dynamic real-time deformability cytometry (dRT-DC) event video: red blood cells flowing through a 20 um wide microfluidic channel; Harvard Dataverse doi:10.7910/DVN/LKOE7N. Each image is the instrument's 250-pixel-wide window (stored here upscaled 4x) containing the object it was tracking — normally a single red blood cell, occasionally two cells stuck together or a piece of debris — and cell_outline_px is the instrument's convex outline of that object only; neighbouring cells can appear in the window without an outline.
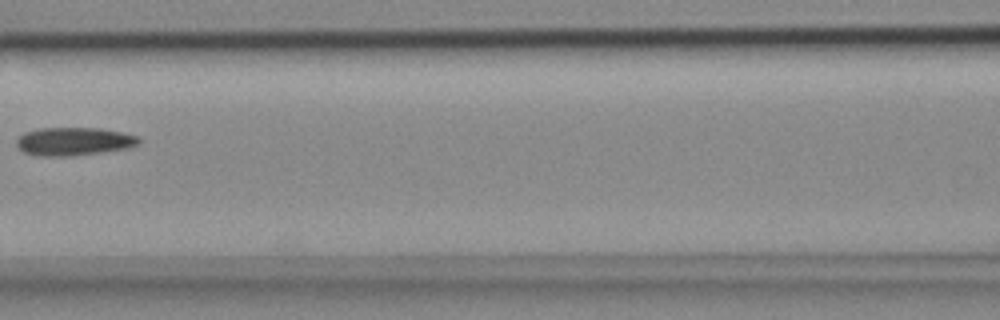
{"species": "common noctule bat (a hibernating species)", "species_latin": "Nyctalus noctula", "temperature_condition": "cold", "stored_images_in_passage": 8, "camera_frame_rate_fps": 3000, "um_per_image_px": 0.085, "animal": {"sex": "female", "body_mass_g": 18.4}, "frame": {"image": 1, "passage_image": 7, "time_ms": 2.0, "image_size_px": [1000, 320], "cell_outline_px": [[140, 144], [128, 148], [100, 152], [68, 156], [40, 156], [24, 152], [16, 144], [16, 140], [24, 132], [40, 128], [100, 128], [140, 136]], "centroid_in_image_um": [6.29, 12.01], "position_along_channel_um": 160.3, "area_um2": 20.0}}
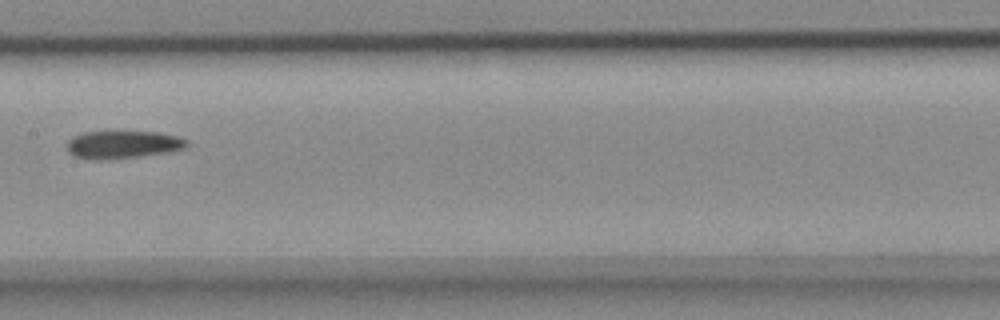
{"frame": {"image": 2, "passage_image": 8, "time_ms": 2.333, "image_size_px": [1000, 320], "cell_outline_px": [[188, 144], [184, 148], [168, 152], [136, 156], [96, 160], [76, 156], [68, 152], [68, 140], [72, 136], [84, 132], [108, 128], [160, 132], [176, 136], [188, 140]], "centroid_in_image_um": [10.41, 12.21], "position_along_channel_um": 197.0, "area_um2": 20.11}}